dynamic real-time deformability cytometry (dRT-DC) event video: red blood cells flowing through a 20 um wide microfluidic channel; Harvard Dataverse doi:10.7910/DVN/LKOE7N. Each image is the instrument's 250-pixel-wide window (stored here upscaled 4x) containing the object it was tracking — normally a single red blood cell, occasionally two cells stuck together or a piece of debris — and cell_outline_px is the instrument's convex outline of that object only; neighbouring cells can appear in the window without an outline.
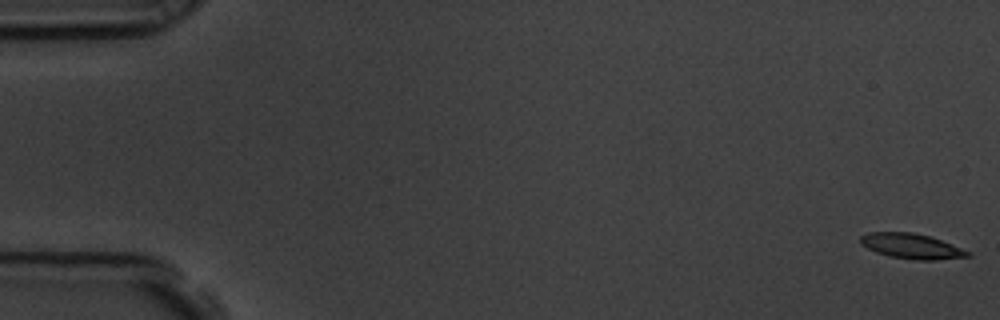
{"species": "common noctule bat (a hibernating species)", "species_latin": "Nyctalus noctula", "temperature_condition": "room temperature", "stored_images_in_passage": 11, "camera_frame_rate_fps": 3000, "um_per_image_px": 0.085, "animal": {"sex": "male", "body_mass_g": 19.5, "forearm_length_mm": 54.6}, "frame": {"image": 1, "passage_image": 1, "time_ms": 0.0, "image_size_px": [1000, 320], "cell_outline_px": [[972, 256], [936, 260], [916, 260], [892, 256], [876, 252], [860, 244], [860, 236], [868, 232], [912, 232], [932, 236], [972, 252]], "centroid_in_image_um": [77.52, 20.91], "position_along_channel_um": 7.5, "area_um2": 15.84}}